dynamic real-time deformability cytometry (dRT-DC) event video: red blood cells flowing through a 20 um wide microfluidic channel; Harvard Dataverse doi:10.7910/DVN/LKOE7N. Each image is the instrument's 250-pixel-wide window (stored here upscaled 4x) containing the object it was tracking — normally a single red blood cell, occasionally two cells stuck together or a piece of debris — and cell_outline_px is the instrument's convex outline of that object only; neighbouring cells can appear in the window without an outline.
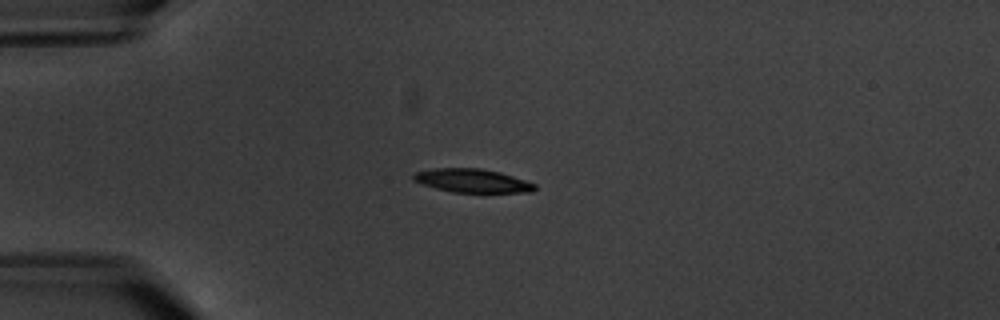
{"species": "common noctule bat (a hibernating species)", "species_latin": "Nyctalus noctula", "temperature_condition": "warm", "stored_images_in_passage": 5, "camera_frame_rate_fps": 3000, "um_per_image_px": 0.085, "animal": {"sex": "male", "body_mass_g": 20.1, "forearm_length_mm": 53.5}, "frame": {"image": 1, "passage_image": 3, "time_ms": 2.333, "image_size_px": [1000, 320], "cell_outline_px": [[536, 188], [532, 192], [452, 192], [436, 188], [412, 180], [412, 176], [416, 172], [432, 168], [480, 168], [500, 172], [536, 184]], "centroid_in_image_um": [40.13, 15.35], "position_along_channel_um": 44.9, "area_um2": 16.53}}